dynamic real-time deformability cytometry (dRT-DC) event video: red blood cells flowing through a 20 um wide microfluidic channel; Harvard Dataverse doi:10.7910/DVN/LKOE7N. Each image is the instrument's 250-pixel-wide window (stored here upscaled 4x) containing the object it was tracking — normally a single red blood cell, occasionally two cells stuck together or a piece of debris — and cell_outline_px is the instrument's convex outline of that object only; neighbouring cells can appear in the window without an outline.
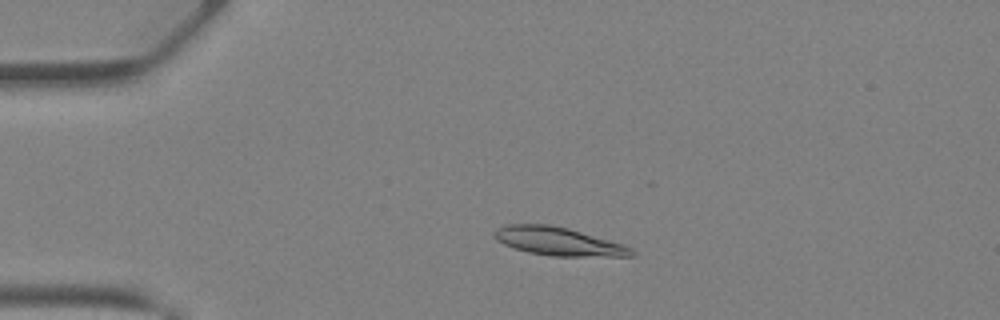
{"species": "Egyptian fruit bat (a non-hibernating species)", "species_latin": "Rousettus aegyptiacus", "temperature_condition": "warm", "stored_images_in_passage": 39, "camera_frame_rate_fps": 3000, "um_per_image_px": 0.085, "animal": {"sex": "female"}, "frame": {"image": 1, "passage_image": 8, "time_ms": 2.333, "image_size_px": [1000, 320], "cell_outline_px": [[636, 256], [552, 256], [528, 252], [504, 244], [496, 240], [492, 236], [492, 232], [496, 228], [504, 224], [548, 224], [568, 228], [608, 240], [632, 248], [636, 252]], "centroid_in_image_um": [47.4, 20.51], "position_along_channel_um": 37.6, "area_um2": 22.54}}
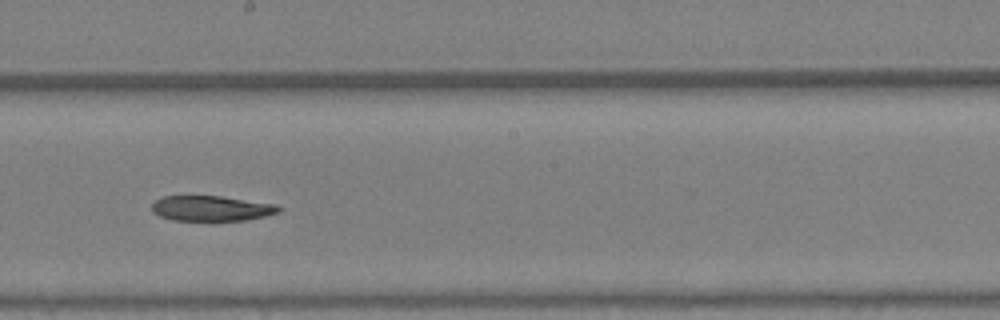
{"frame": {"image": 2, "passage_image": 22, "time_ms": 7.0, "image_size_px": [1000, 320], "cell_outline_px": [[280, 212], [264, 216], [244, 220], [172, 220], [160, 216], [152, 212], [152, 204], [156, 200], [164, 196], [220, 196], [276, 204], [280, 208]], "centroid_in_image_um": [17.95, 17.71], "position_along_channel_um": 230.2, "area_um2": 18.5}}
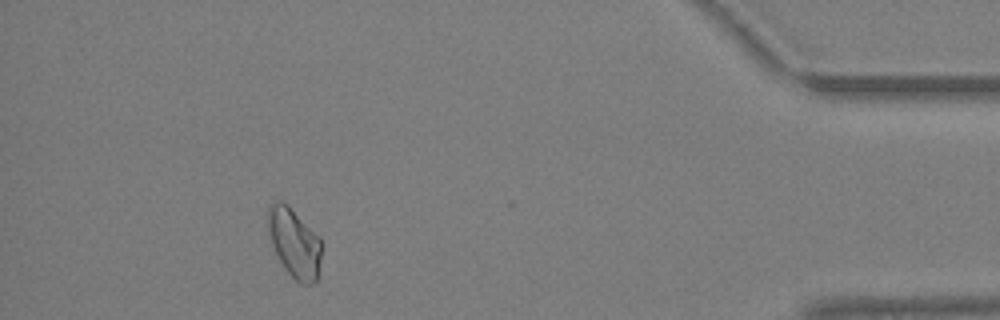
{"frame": {"image": 3, "passage_image": 36, "time_ms": 11.667, "image_size_px": [1000, 320], "cell_outline_px": [[324, 244], [316, 280], [308, 284], [304, 284], [296, 280], [288, 272], [280, 260], [272, 244], [268, 232], [268, 208], [276, 200], [284, 200], [320, 236]], "centroid_in_image_um": [25.05, 20.59], "position_along_channel_um": 410.1, "area_um2": 21.73}}